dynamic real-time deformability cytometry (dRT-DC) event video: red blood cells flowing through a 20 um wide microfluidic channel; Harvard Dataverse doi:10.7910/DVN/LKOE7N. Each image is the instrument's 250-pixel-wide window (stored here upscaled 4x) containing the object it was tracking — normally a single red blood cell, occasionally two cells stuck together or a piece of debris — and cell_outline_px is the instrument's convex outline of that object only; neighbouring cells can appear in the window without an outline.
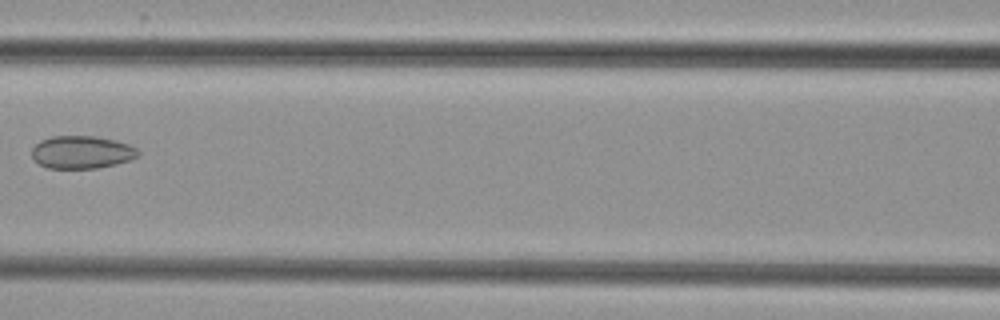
{"species": "common noctule bat (a hibernating species)", "species_latin": "Nyctalus noctula", "temperature_condition": "cold", "stored_images_in_passage": 8, "camera_frame_rate_fps": 3000, "um_per_image_px": 0.085, "animal": {"sex": "female", "body_mass_g": 29.2, "forearm_length_mm": 56.3}, "frame": {"image": 1, "passage_image": 7, "time_ms": 8.0, "image_size_px": [1000, 320], "cell_outline_px": [[140, 156], [116, 164], [96, 168], [48, 168], [40, 164], [32, 156], [32, 148], [40, 140], [52, 136], [96, 136], [116, 140], [128, 144], [136, 148], [140, 152]], "centroid_in_image_um": [6.97, 12.93], "position_along_channel_um": 159.6, "area_um2": 20.29}}
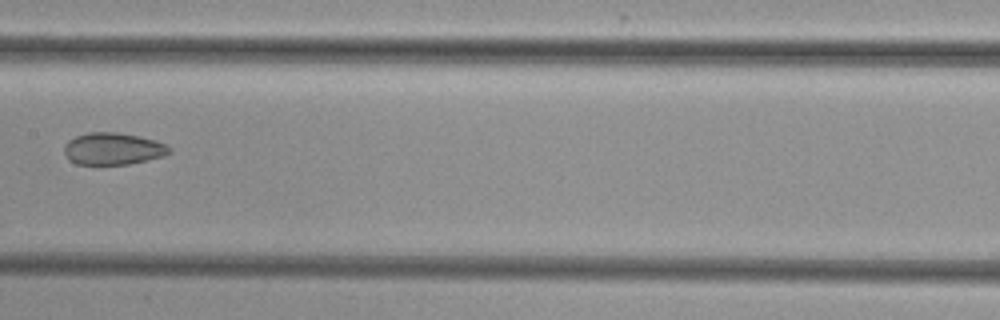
{"frame": {"image": 2, "passage_image": 8, "time_ms": 9.0, "image_size_px": [1000, 320], "cell_outline_px": [[172, 152], [164, 156], [148, 160], [128, 164], [76, 164], [68, 160], [64, 152], [64, 144], [68, 140], [76, 136], [88, 132], [116, 132], [140, 136], [164, 144]], "centroid_in_image_um": [9.56, 12.64], "position_along_channel_um": 197.8, "area_um2": 19.59}}